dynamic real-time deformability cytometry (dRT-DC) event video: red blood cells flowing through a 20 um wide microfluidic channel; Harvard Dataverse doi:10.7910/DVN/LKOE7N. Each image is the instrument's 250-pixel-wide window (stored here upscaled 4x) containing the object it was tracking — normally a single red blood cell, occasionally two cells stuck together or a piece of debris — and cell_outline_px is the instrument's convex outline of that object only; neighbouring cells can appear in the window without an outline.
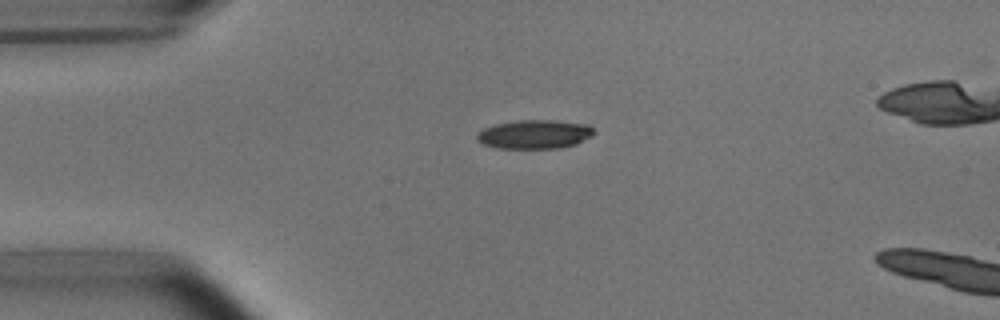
{"species": "common noctule bat (a hibernating species)", "species_latin": "Nyctalus noctula", "temperature_condition": "room temperature", "stored_images_in_passage": 2, "camera_frame_rate_fps": 3000, "um_per_image_px": 0.085, "animal": {"sex": "male", "body_mass_g": 15.6}, "frame": {"image": 1, "passage_image": 1, "time_ms": 0.0, "image_size_px": [1000, 320], "cell_outline_px": [[596, 132], [592, 136], [576, 144], [560, 148], [500, 148], [484, 144], [476, 140], [476, 136], [484, 128], [496, 124], [516, 120], [552, 120], [588, 124]], "centroid_in_image_um": [45.47, 11.41], "position_along_channel_um": 39.5, "area_um2": 19.65}}